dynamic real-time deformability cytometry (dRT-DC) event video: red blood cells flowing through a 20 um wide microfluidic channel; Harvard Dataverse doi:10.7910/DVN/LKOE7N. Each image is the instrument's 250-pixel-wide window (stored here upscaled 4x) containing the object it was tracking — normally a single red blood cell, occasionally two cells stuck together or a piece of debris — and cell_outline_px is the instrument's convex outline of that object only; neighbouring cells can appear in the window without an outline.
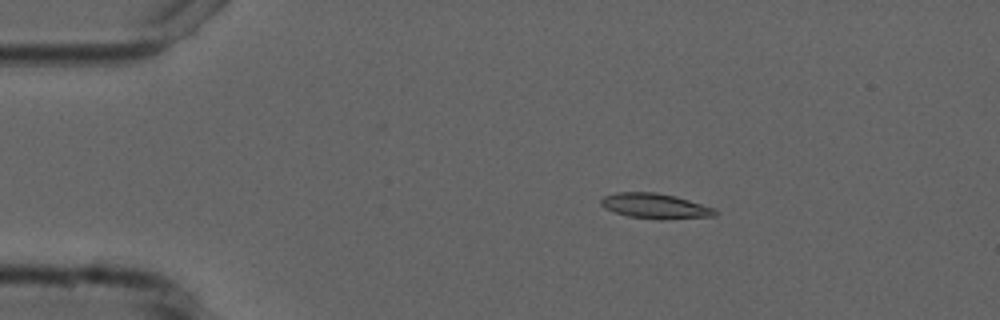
{"species": "common noctule bat (a hibernating species)", "species_latin": "Nyctalus noctula", "temperature_condition": "cold", "stored_images_in_passage": 4, "camera_frame_rate_fps": 3000, "um_per_image_px": 0.085, "animal": {"sex": "male", "forearm_length_mm": 52.5}, "frame": {"image": 1, "passage_image": 2, "time_ms": 1.333, "image_size_px": [1000, 320], "cell_outline_px": [[716, 216], [664, 220], [660, 220], [628, 216], [604, 208], [600, 204], [600, 200], [604, 196], [616, 192], [656, 192], [676, 196], [716, 208]], "centroid_in_image_um": [55.71, 17.51], "position_along_channel_um": 29.3, "area_um2": 16.94}}
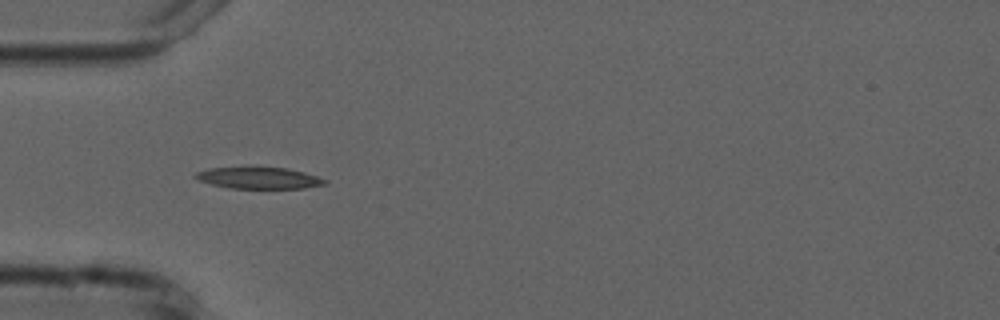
{"frame": {"image": 2, "passage_image": 4, "time_ms": 3.667, "image_size_px": [1000, 320], "cell_outline_px": [[328, 184], [304, 188], [232, 188], [212, 184], [200, 180], [192, 176], [196, 172], [208, 168], [288, 168], [304, 172], [328, 180]], "centroid_in_image_um": [22.04, 15.13], "position_along_channel_um": 63.0, "area_um2": 15.95}}